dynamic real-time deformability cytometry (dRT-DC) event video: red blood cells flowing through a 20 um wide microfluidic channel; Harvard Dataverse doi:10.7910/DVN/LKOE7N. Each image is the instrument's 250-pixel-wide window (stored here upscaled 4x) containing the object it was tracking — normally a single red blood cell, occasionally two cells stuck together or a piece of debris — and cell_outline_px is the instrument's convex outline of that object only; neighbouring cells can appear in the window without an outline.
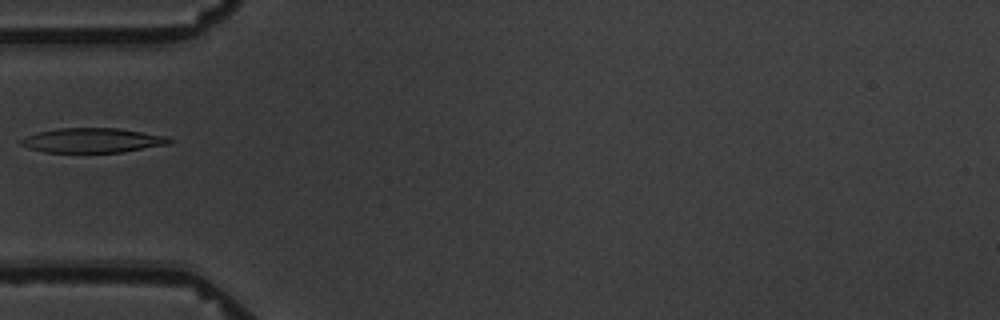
{"species": "common noctule bat (a hibernating species)", "species_latin": "Nyctalus noctula", "temperature_condition": "warm", "stored_images_in_passage": 5, "camera_frame_rate_fps": 3000, "um_per_image_px": 0.085, "animal": {"sex": "male", "body_mass_g": 19.5, "forearm_length_mm": 54.6}, "frame": {"image": 1, "passage_image": 5, "time_ms": 5.333, "image_size_px": [1000, 320], "cell_outline_px": [[176, 140], [168, 144], [120, 152], [44, 152], [28, 148], [20, 144], [20, 140], [36, 132], [60, 128], [116, 128], [168, 136]], "centroid_in_image_um": [7.87, 11.93], "position_along_channel_um": 77.1, "area_um2": 21.15}}